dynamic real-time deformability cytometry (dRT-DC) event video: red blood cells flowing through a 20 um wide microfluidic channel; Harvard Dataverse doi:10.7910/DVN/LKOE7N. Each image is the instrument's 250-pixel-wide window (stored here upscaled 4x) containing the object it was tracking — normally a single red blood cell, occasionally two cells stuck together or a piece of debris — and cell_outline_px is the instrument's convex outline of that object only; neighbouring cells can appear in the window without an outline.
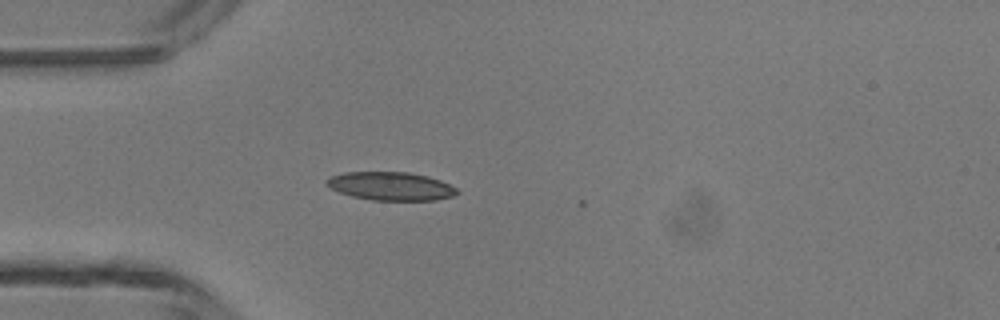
{"species": "common noctule bat (a hibernating species)", "species_latin": "Nyctalus noctula", "temperature_condition": "room temperature", "stored_images_in_passage": 7, "camera_frame_rate_fps": 3000, "um_per_image_px": 0.085, "animal": {"sex": "male", "body_mass_g": 13.3}, "frame": {"image": 1, "passage_image": 1, "time_ms": 0.0, "image_size_px": [1000, 320], "cell_outline_px": [[460, 192], [452, 196], [436, 200], [372, 200], [352, 196], [340, 192], [324, 184], [324, 180], [332, 176], [344, 172], [408, 172], [428, 176], [440, 180], [456, 188]], "centroid_in_image_um": [33.21, 15.82], "position_along_channel_um": 51.8, "area_um2": 21.5}}
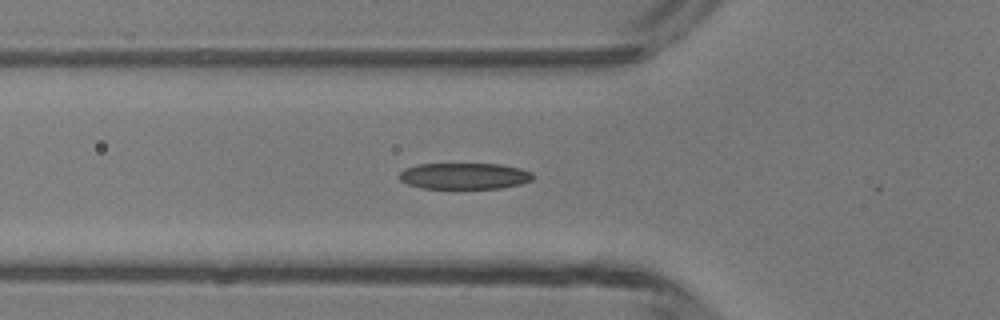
{"frame": {"image": 2, "passage_image": 4, "time_ms": 1.0, "image_size_px": [1000, 320], "cell_outline_px": [[532, 180], [520, 184], [500, 188], [420, 188], [408, 184], [400, 180], [400, 172], [404, 168], [420, 164], [500, 164], [520, 168], [532, 172]], "centroid_in_image_um": [39.46, 14.96], "position_along_channel_um": 86.3, "area_um2": 20.35}}
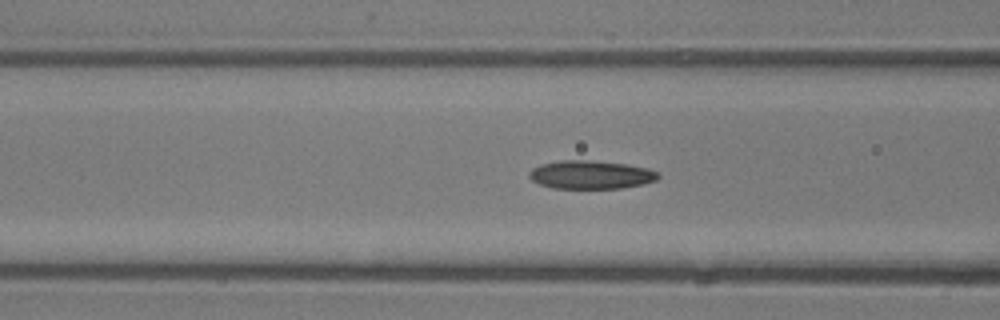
{"frame": {"image": 3, "passage_image": 6, "time_ms": 1.667, "image_size_px": [1000, 320], "cell_outline_px": [[660, 176], [656, 180], [644, 184], [620, 188], [552, 188], [540, 184], [532, 180], [528, 176], [528, 172], [532, 168], [540, 164], [560, 160], [588, 160], [628, 164], [648, 168], [660, 172]], "centroid_in_image_um": [50.23, 14.84], "position_along_channel_um": 116.4, "area_um2": 21.5}}